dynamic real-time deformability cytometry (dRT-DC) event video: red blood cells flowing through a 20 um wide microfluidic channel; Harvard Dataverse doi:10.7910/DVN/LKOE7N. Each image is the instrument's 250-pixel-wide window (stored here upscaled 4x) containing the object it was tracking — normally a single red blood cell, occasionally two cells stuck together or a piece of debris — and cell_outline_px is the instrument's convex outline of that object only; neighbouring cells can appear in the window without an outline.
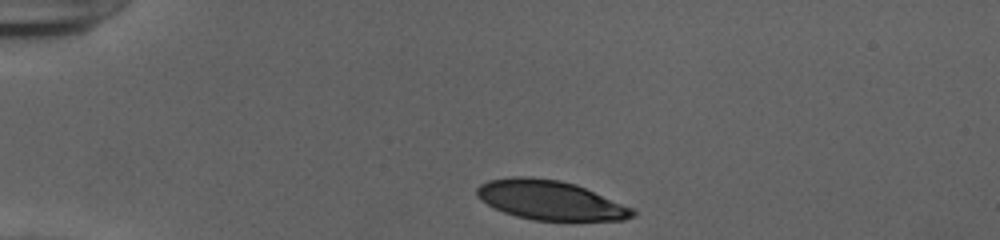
{"species": "human", "species_latin": "Homo sapiens", "temperature_condition": "cold", "stored_images_in_passage": 34, "camera_frame_rate_fps": 3000, "um_per_image_px": 0.085, "donor": {"sex": "female"}, "frame": {"image": 1, "passage_image": 1, "time_ms": 0.0, "image_size_px": [1000, 240], "cell_outline_px": [[636, 216], [624, 220], [532, 220], [516, 216], [504, 212], [480, 200], [476, 196], [476, 188], [480, 184], [488, 180], [512, 176], [528, 176], [560, 180], [576, 184], [632, 208], [636, 212]], "centroid_in_image_um": [46.74, 17.0], "position_along_channel_um": 38.3, "area_um2": 35.66}}
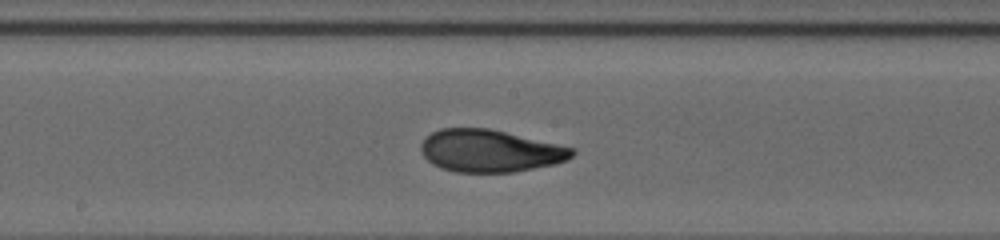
{"frame": {"image": 2, "passage_image": 18, "time_ms": 5.667, "image_size_px": [1000, 240], "cell_outline_px": [[576, 152], [568, 160], [552, 164], [512, 172], [456, 172], [440, 168], [432, 164], [424, 156], [420, 148], [420, 144], [424, 136], [440, 128], [488, 128], [576, 148]], "centroid_in_image_um": [41.62, 12.81], "position_along_channel_um": 206.6, "area_um2": 37.34}}
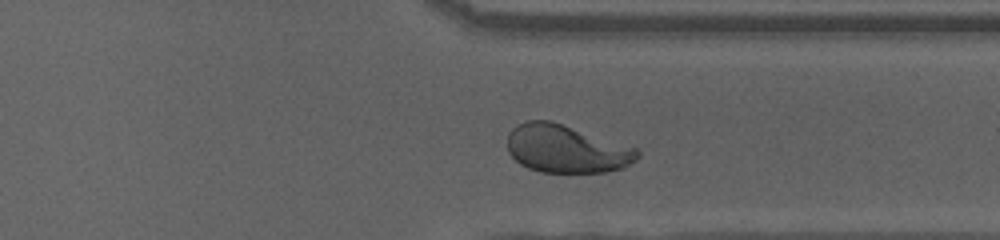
{"frame": {"image": 3, "passage_image": 30, "time_ms": 9.667, "image_size_px": [1000, 240], "cell_outline_px": [[640, 156], [636, 160], [624, 168], [604, 172], [540, 172], [528, 168], [520, 164], [508, 152], [508, 132], [516, 124], [528, 120], [552, 120], [636, 148], [640, 152]], "centroid_in_image_um": [48.12, 12.65], "position_along_channel_um": 363.3, "area_um2": 36.47}, "authors_computed_cell_mechanics": {"area_um2": 37.3677, "velocity_mm_per_s": 3.9189, "shape_relaxation_time_tau1_ms": 5.1085, "shape_relaxation_time_tau2_ms": 0.9079, "deformation_change_tau1": 0.2129, "deformation_change_tau2": 0.0638}}